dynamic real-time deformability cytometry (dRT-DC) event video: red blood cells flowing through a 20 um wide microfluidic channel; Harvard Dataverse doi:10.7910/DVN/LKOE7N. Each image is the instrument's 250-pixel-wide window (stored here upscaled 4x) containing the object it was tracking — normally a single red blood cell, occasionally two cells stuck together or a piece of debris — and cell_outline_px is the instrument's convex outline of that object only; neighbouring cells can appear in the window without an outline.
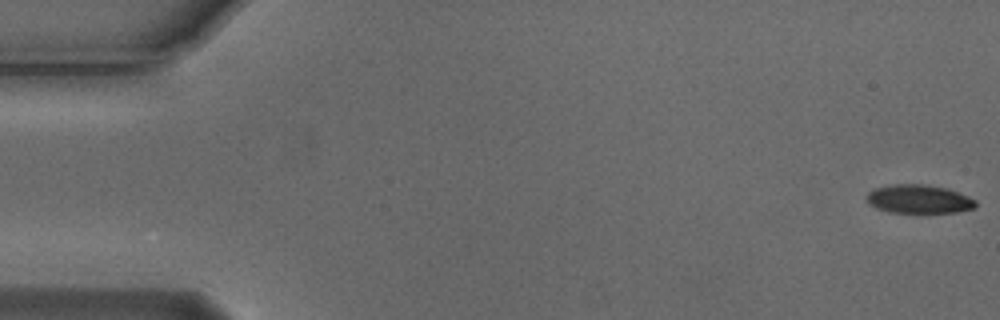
{"species": "Egyptian fruit bat (a non-hibernating species)", "species_latin": "Rousettus aegyptiacus", "temperature_condition": "cold", "stored_images_in_passage": 55, "camera_frame_rate_fps": 3000, "um_per_image_px": 0.085, "animal": {"sex": "male"}, "frame": {"image": 1, "passage_image": 1, "time_ms": 0.0, "image_size_px": [1000, 320], "cell_outline_px": [[976, 208], [956, 212], [888, 212], [876, 208], [868, 204], [868, 192], [876, 188], [896, 184], [924, 184], [948, 188], [968, 196], [976, 200]], "centroid_in_image_um": [78.13, 16.92], "position_along_channel_um": 6.9, "area_um2": 18.09}}
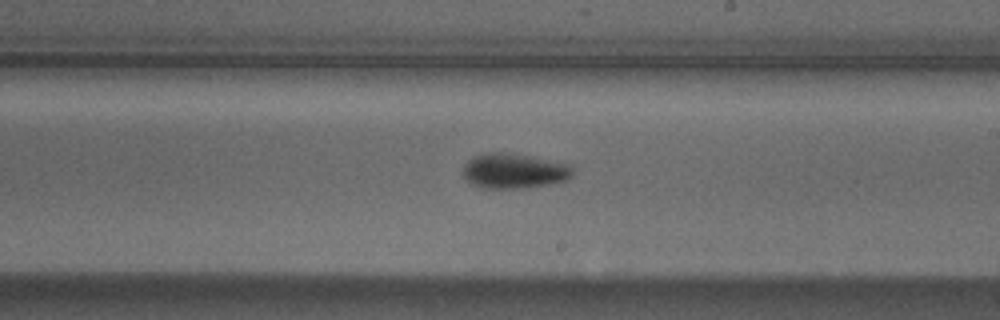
{"frame": {"image": 2, "passage_image": 32, "time_ms": 10.333, "image_size_px": [1000, 320], "cell_outline_px": [[572, 176], [564, 180], [548, 184], [524, 188], [484, 188], [472, 184], [464, 176], [464, 168], [468, 160], [476, 156], [492, 152], [500, 152], [524, 156], [568, 164], [572, 168]], "centroid_in_image_um": [43.67, 14.55], "position_along_channel_um": 245.3, "area_um2": 21.62}}
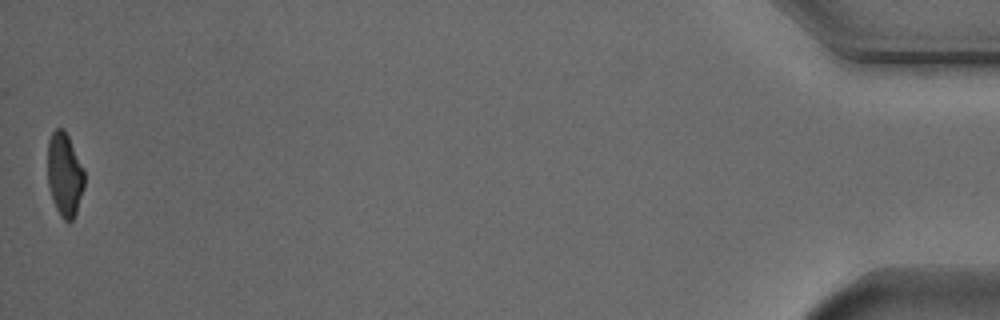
{"frame": {"image": 3, "passage_image": 55, "time_ms": 18.0, "image_size_px": [1000, 320], "cell_outline_px": [[84, 188], [76, 212], [72, 220], [64, 220], [60, 216], [52, 200], [48, 184], [48, 140], [52, 132], [56, 128], [64, 128], [68, 136], [84, 172]], "centroid_in_image_um": [5.47, 14.84], "position_along_channel_um": 429.7, "area_um2": 17.69}, "authors_computed_cell_mechanics": {"area_um2": 20.0566, "velocity_mm_per_s": 3.7185, "shape_relaxation_time_tau1_ms": 2.5141, "shape_relaxation_time_tau2_ms": 4.9794, "deformation_change_tau1": 0.1473, "deformation_change_tau2": 0.1106}}